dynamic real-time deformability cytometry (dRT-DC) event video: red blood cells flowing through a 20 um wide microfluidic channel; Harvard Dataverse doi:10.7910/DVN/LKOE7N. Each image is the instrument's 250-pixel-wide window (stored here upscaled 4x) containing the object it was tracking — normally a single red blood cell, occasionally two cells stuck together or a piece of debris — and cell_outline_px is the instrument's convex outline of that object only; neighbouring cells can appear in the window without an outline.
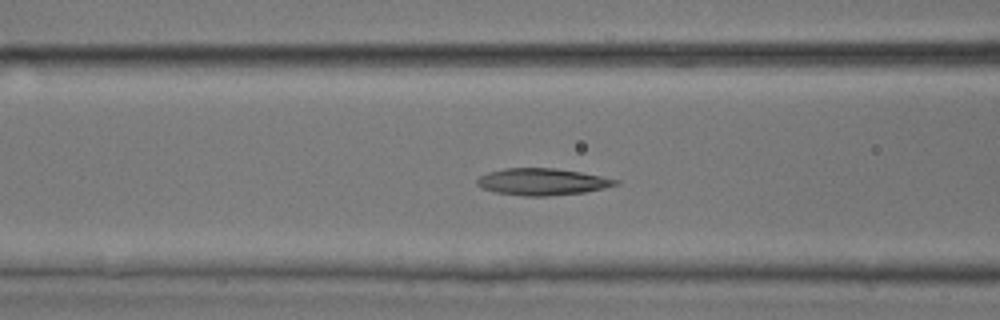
{"species": "common noctule bat (a hibernating species)", "species_latin": "Nyctalus noctula", "temperature_condition": "room temperature", "stored_images_in_passage": 45, "camera_frame_rate_fps": 3000, "um_per_image_px": 0.085, "animal": {"sex": "male", "body_mass_g": 17.9, "forearm_length_mm": 54.2}, "frame": {"image": 1, "passage_image": 19, "time_ms": 6.0, "image_size_px": [1000, 320], "cell_outline_px": [[620, 184], [604, 188], [584, 192], [548, 196], [524, 196], [496, 192], [484, 188], [476, 184], [476, 180], [480, 176], [488, 172], [504, 168], [556, 168], [580, 172], [620, 180]], "centroid_in_image_um": [46.1, 15.45], "position_along_channel_um": 120.5, "area_um2": 21.56}}
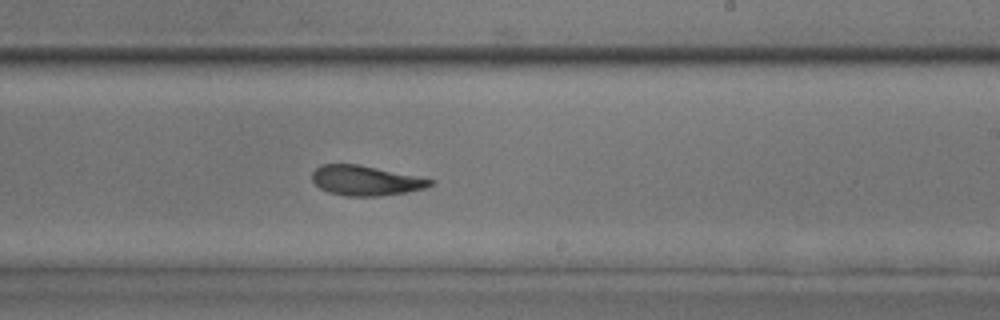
{"frame": {"image": 2, "passage_image": 28, "time_ms": 9.0, "image_size_px": [1000, 320], "cell_outline_px": [[436, 180], [432, 184], [424, 188], [404, 192], [380, 196], [344, 196], [328, 192], [320, 188], [312, 180], [312, 172], [320, 164], [356, 164]], "centroid_in_image_um": [31.03, 15.35], "position_along_channel_um": 258.0, "area_um2": 20.35}}
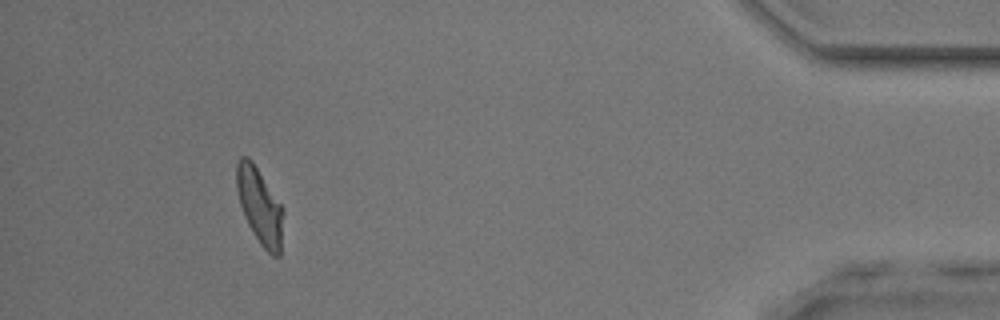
{"frame": {"image": 3, "passage_image": 42, "time_ms": 13.667, "image_size_px": [1000, 320], "cell_outline_px": [[284, 212], [280, 256], [272, 256], [260, 244], [252, 232], [244, 216], [240, 204], [236, 188], [236, 164], [240, 156], [248, 156], [252, 160], [284, 208]], "centroid_in_image_um": [22.08, 17.5], "position_along_channel_um": 413.1, "area_um2": 20.92}}